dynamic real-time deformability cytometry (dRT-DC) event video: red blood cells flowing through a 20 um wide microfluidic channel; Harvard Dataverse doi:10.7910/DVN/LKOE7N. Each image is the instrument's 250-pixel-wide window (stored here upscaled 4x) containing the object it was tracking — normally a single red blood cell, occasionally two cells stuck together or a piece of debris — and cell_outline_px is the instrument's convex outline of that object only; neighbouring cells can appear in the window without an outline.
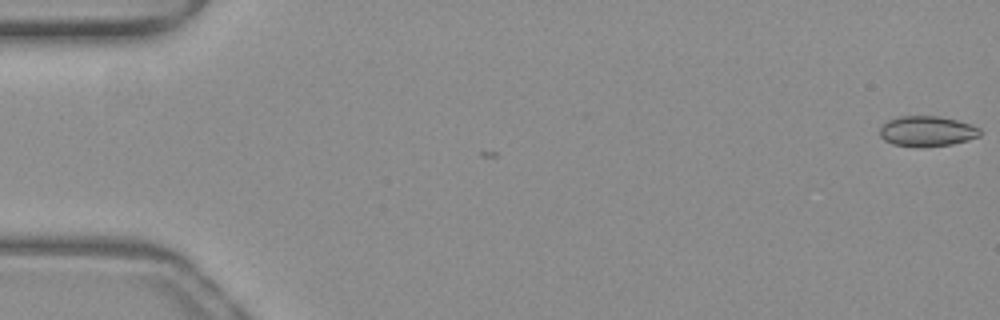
{"species": "common noctule bat (a hibernating species)", "species_latin": "Nyctalus noctula", "temperature_condition": "warm", "stored_images_in_passage": 2, "camera_frame_rate_fps": 3000, "um_per_image_px": 0.085, "animal": {"sex": "female", "body_mass_g": 19.3, "forearm_length_mm": 54.1}, "frame": {"image": 1, "passage_image": 2, "time_ms": 0.333, "image_size_px": [1000, 320], "cell_outline_px": [[980, 136], [968, 140], [952, 144], [920, 148], [892, 144], [884, 140], [880, 136], [880, 128], [888, 120], [900, 116], [940, 116], [972, 124], [980, 128]], "centroid_in_image_um": [78.8, 11.16], "position_along_channel_um": 6.2, "area_um2": 17.92}}